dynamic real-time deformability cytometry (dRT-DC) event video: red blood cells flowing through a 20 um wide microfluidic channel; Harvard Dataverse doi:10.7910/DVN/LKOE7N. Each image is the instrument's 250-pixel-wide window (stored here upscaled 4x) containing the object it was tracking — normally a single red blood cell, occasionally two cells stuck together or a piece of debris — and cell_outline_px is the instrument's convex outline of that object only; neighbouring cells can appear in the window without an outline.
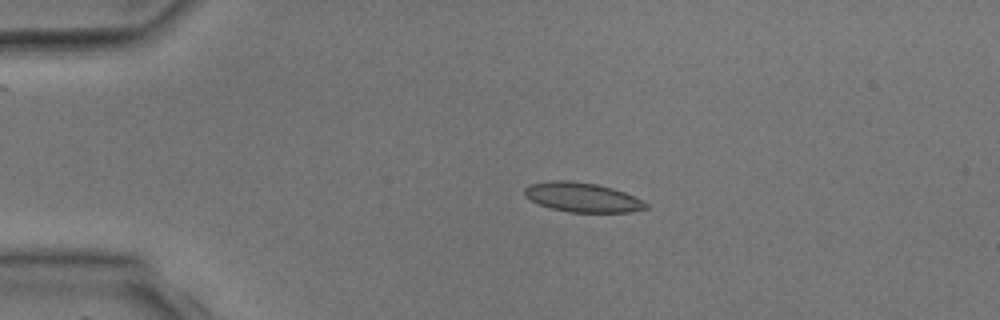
{"species": "common noctule bat (a hibernating species)", "species_latin": "Nyctalus noctula", "temperature_condition": "room temperature", "stored_images_in_passage": 3, "camera_frame_rate_fps": 3000, "um_per_image_px": 0.085, "animal": {"sex": "male", "body_mass_g": 17.9, "forearm_length_mm": 54.2}, "frame": {"image": 1, "passage_image": 2, "time_ms": 1.333, "image_size_px": [1000, 320], "cell_outline_px": [[648, 208], [628, 212], [568, 212], [552, 208], [540, 204], [524, 196], [524, 188], [528, 184], [552, 180], [568, 180], [596, 184], [612, 188], [624, 192], [648, 204]], "centroid_in_image_um": [49.46, 16.76], "position_along_channel_um": 35.5, "area_um2": 20.63}}